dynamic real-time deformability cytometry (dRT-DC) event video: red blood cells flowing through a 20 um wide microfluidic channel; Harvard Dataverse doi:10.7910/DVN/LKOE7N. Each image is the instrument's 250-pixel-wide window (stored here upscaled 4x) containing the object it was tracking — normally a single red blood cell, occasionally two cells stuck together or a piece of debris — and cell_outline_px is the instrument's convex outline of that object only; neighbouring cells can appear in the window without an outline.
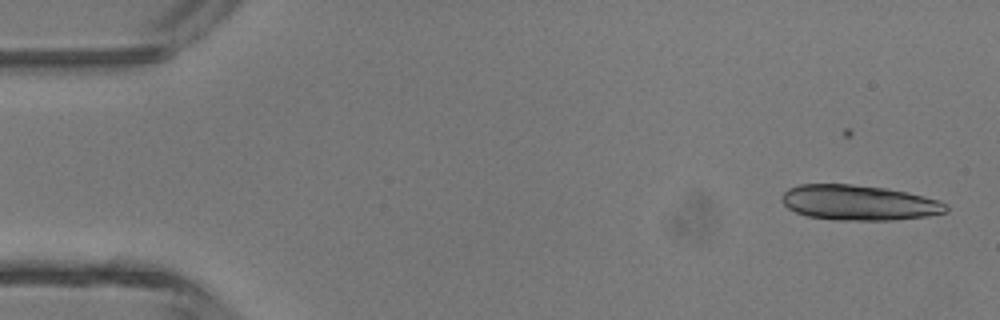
{"species": "common noctule bat (a hibernating species)", "species_latin": "Nyctalus noctula", "temperature_condition": "room temperature", "stored_images_in_passage": 5, "camera_frame_rate_fps": 3000, "um_per_image_px": 0.085, "animal": {"sex": "male", "body_mass_g": 13.3}, "frame": {"image": 1, "passage_image": 2, "time_ms": 0.333, "image_size_px": [1000, 320], "cell_outline_px": [[948, 212], [928, 216], [896, 220], [832, 220], [808, 216], [796, 212], [788, 208], [780, 200], [780, 196], [788, 188], [800, 184], [852, 184], [888, 188], [908, 192], [940, 200], [948, 204]], "centroid_in_image_um": [73.03, 17.22], "position_along_channel_um": 12.0, "area_um2": 34.16}}